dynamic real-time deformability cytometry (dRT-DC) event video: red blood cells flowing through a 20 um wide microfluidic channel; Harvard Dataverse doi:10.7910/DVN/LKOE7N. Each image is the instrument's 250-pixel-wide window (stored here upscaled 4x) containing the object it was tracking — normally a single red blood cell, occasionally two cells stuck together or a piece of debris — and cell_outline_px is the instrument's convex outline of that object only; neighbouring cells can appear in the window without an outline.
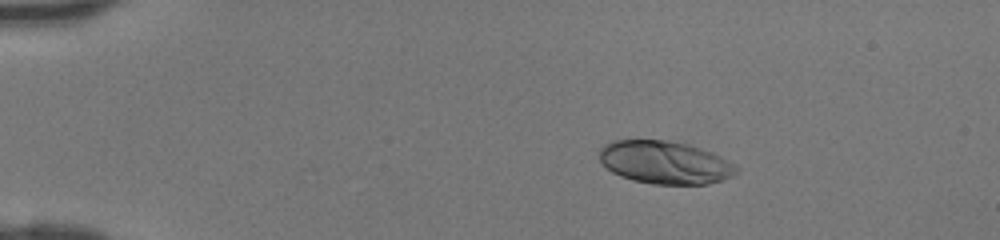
{"species": "human", "species_latin": "Homo sapiens", "temperature_condition": "room temperature", "stored_images_in_passage": 39, "camera_frame_rate_fps": 3000, "um_per_image_px": 0.085, "donor": {"sex": "female"}, "frame": {"image": 1, "passage_image": 1, "time_ms": 0.0, "image_size_px": [1000, 240], "cell_outline_px": [[740, 172], [724, 180], [708, 184], [652, 184], [632, 180], [620, 176], [612, 172], [600, 160], [600, 148], [604, 144], [612, 140], [668, 140], [688, 144], [712, 152], [736, 164], [740, 168]], "centroid_in_image_um": [56.56, 13.81], "position_along_channel_um": 28.4, "area_um2": 34.56}}
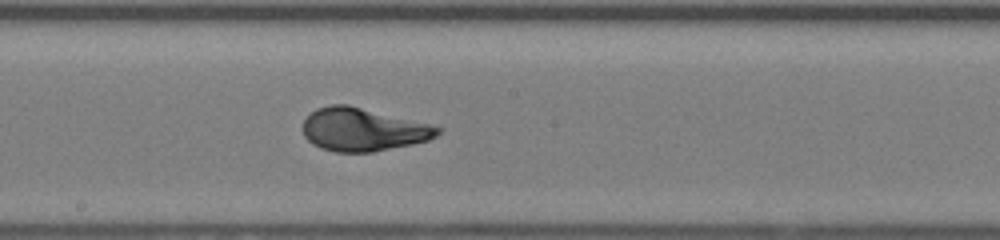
{"frame": {"image": 2, "passage_image": 19, "time_ms": 6.0, "image_size_px": [1000, 240], "cell_outline_px": [[444, 128], [436, 136], [428, 140], [412, 144], [372, 152], [336, 152], [320, 148], [312, 144], [304, 136], [304, 120], [316, 108], [332, 104], [348, 104]], "centroid_in_image_um": [30.84, 11.01], "position_along_channel_um": 217.4, "area_um2": 33.58}}
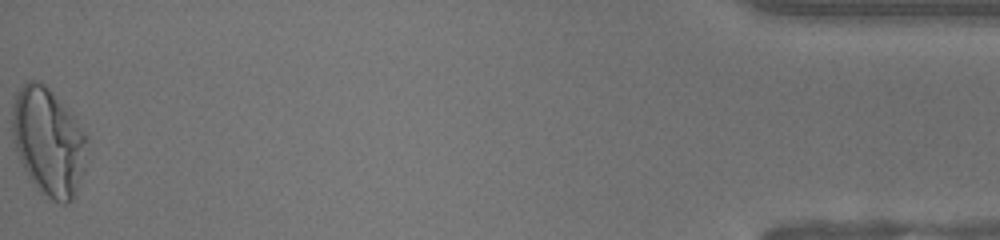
{"frame": {"image": 3, "passage_image": 39, "time_ms": 12.667, "image_size_px": [1000, 240], "cell_outline_px": [[88, 140], [84, 172], [76, 196], [72, 200], [64, 204], [52, 200], [36, 188], [28, 176], [20, 160], [12, 136], [12, 104], [16, 92], [28, 80], [36, 80], [44, 84], [48, 88], [72, 116], [88, 136]], "centroid_in_image_um": [4.12, 12.07], "position_along_channel_um": 431.1, "area_um2": 46.88}}